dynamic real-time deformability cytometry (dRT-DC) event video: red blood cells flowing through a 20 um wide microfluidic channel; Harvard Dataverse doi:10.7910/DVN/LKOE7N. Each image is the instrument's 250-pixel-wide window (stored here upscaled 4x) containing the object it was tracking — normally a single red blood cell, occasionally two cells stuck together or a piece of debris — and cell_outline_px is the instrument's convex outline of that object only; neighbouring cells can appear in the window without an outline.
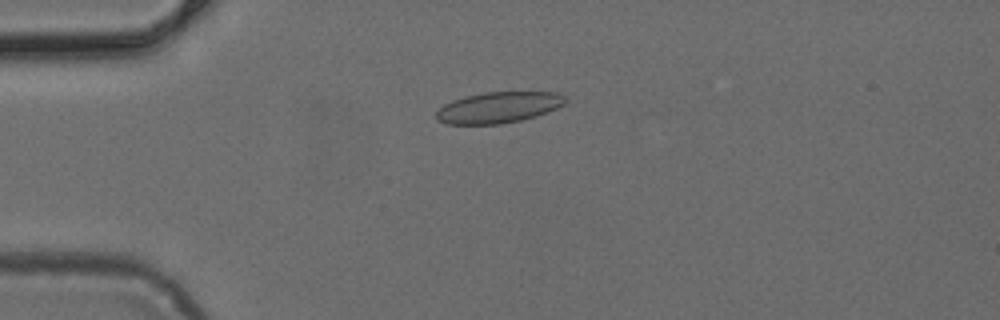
{"species": "common noctule bat (a hibernating species)", "species_latin": "Nyctalus noctula", "temperature_condition": "cold", "stored_images_in_passage": 50, "camera_frame_rate_fps": 3000, "um_per_image_px": 0.085, "animal": {"sex": "female", "body_mass_g": 24.6, "forearm_length_mm": 56.2}, "frame": {"image": 1, "passage_image": 13, "time_ms": 4.0, "image_size_px": [1000, 320], "cell_outline_px": [[568, 100], [564, 104], [556, 108], [536, 116], [520, 120], [500, 124], [448, 124], [436, 120], [436, 112], [444, 104], [452, 100], [464, 96], [484, 92], [556, 92], [564, 96]], "centroid_in_image_um": [42.35, 9.13], "position_along_channel_um": 42.6, "area_um2": 23.35}}
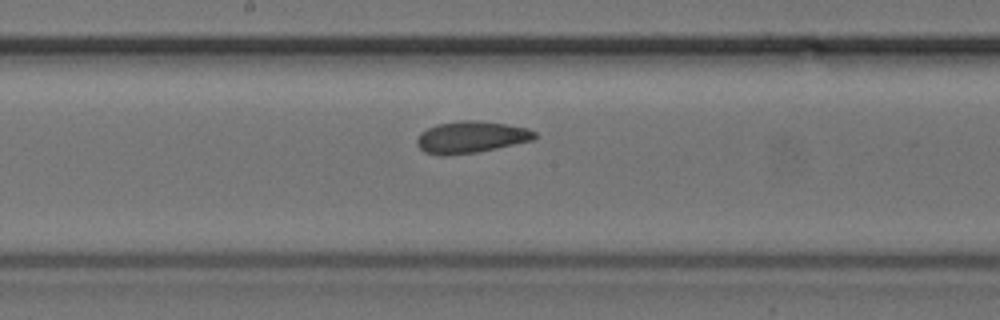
{"frame": {"image": 2, "passage_image": 27, "time_ms": 8.667, "image_size_px": [1000, 320], "cell_outline_px": [[536, 136], [532, 140], [496, 148], [476, 152], [444, 156], [440, 156], [424, 152], [416, 144], [416, 140], [420, 132], [436, 124], [460, 120], [476, 120], [508, 124], [528, 128], [536, 132]], "centroid_in_image_um": [40.0, 11.65], "position_along_channel_um": 208.2, "area_um2": 21.91}}
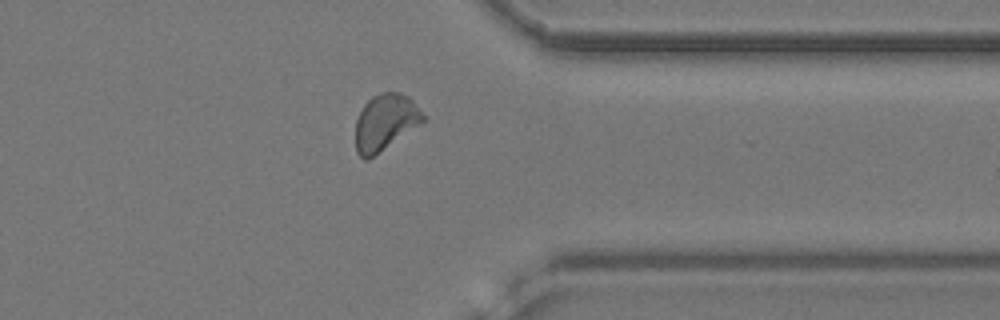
{"frame": {"image": 3, "passage_image": 40, "time_ms": 13.0, "image_size_px": [1000, 320], "cell_outline_px": [[424, 120], [420, 124], [372, 156], [364, 160], [356, 152], [356, 120], [364, 104], [372, 96], [384, 92], [400, 92], [408, 96], [412, 100], [424, 116]], "centroid_in_image_um": [32.72, 10.36], "position_along_channel_um": 378.7, "area_um2": 21.56}}